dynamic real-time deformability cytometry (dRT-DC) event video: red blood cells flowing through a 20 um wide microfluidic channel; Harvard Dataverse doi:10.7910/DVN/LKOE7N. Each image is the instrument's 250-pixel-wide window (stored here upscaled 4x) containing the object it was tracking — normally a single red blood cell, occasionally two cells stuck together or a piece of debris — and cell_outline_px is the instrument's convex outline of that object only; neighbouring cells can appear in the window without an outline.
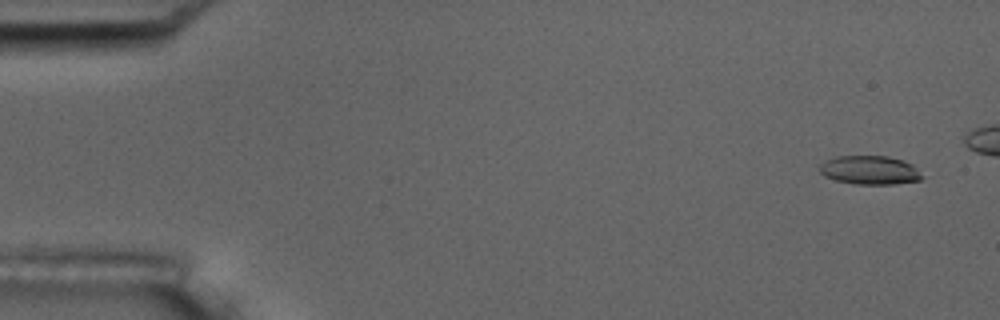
{"species": "common noctule bat (a hibernating species)", "species_latin": "Nyctalus noctula", "temperature_condition": "room temperature", "stored_images_in_passage": 6, "camera_frame_rate_fps": 3000, "um_per_image_px": 0.085, "animal": {"sex": "male", "body_mass_g": 17.5, "forearm_length_mm": 52.3}, "frame": {"image": 1, "passage_image": 1, "time_ms": 0.0, "image_size_px": [1000, 320], "cell_outline_px": [[924, 176], [920, 180], [892, 184], [856, 184], [836, 180], [824, 176], [820, 172], [820, 164], [836, 156], [888, 156], [912, 164]], "centroid_in_image_um": [73.94, 14.46], "position_along_channel_um": 11.1, "area_um2": 16.99}}